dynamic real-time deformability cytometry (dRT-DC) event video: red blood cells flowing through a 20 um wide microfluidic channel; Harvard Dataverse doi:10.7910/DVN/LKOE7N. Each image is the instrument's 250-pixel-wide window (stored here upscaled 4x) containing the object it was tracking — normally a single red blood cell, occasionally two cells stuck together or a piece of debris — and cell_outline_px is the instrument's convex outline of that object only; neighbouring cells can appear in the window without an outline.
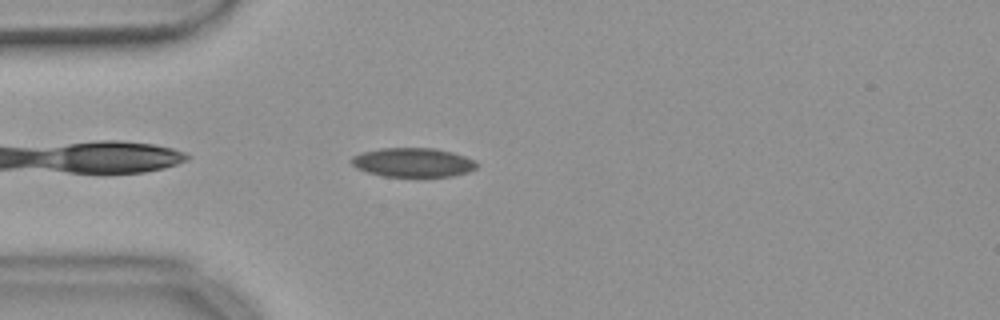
{"species": "common noctule bat (a hibernating species)", "species_latin": "Nyctalus noctula", "temperature_condition": "warm", "stored_images_in_passage": 25, "camera_frame_rate_fps": 3000, "um_per_image_px": 0.085, "animal": {"sex": "female", "body_mass_g": 18.4}, "frame": {"image": 1, "passage_image": 4, "time_ms": 1.0, "image_size_px": [1000, 320], "cell_outline_px": [[476, 168], [468, 172], [452, 176], [384, 176], [368, 172], [356, 168], [348, 160], [352, 156], [360, 152], [380, 148], [436, 148], [452, 152], [476, 160]], "centroid_in_image_um": [35.07, 13.79], "position_along_channel_um": 49.9, "area_um2": 21.33}}
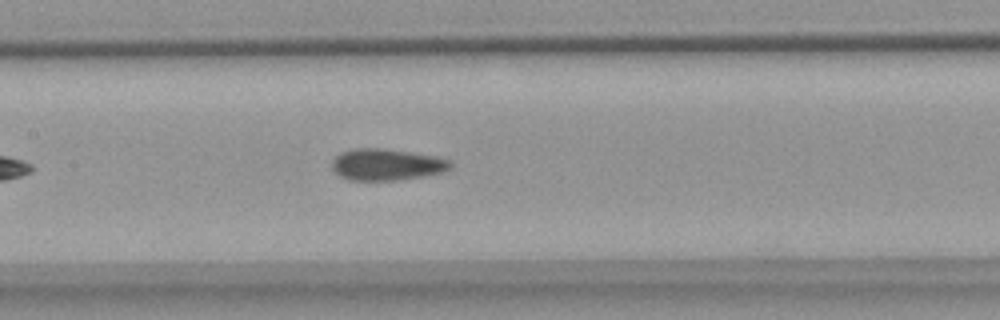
{"frame": {"image": 2, "passage_image": 15, "time_ms": 4.667, "image_size_px": [1000, 320], "cell_outline_px": [[452, 168], [444, 172], [400, 180], [348, 180], [340, 176], [332, 168], [332, 160], [340, 152], [352, 148], [384, 148], [436, 156], [452, 160]], "centroid_in_image_um": [32.88, 13.98], "position_along_channel_um": 174.5, "area_um2": 22.02}}
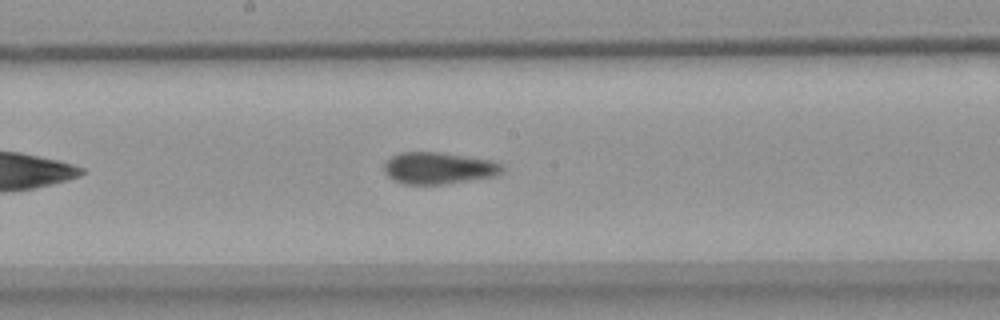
{"frame": {"image": 3, "passage_image": 18, "time_ms": 5.667, "image_size_px": [1000, 320], "cell_outline_px": [[504, 168], [496, 176], [444, 184], [404, 184], [388, 176], [384, 172], [384, 164], [392, 156], [400, 152], [440, 152], [492, 160], [504, 164]], "centroid_in_image_um": [37.3, 14.28], "position_along_channel_um": 210.9, "area_um2": 21.85}}